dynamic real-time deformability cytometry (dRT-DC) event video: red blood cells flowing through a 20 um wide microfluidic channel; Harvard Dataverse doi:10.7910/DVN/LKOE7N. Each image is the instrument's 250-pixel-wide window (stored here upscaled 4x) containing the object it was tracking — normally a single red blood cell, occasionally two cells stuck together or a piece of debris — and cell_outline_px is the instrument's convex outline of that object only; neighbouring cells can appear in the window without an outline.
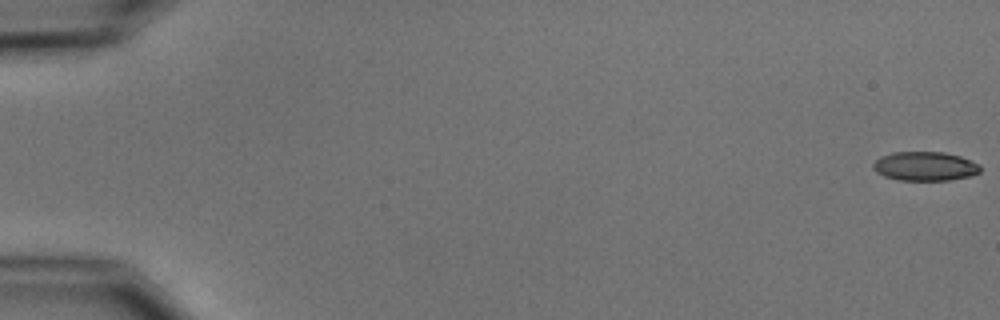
{"species": "common noctule bat (a hibernating species)", "species_latin": "Nyctalus noctula", "temperature_condition": "cold", "stored_images_in_passage": 9, "camera_frame_rate_fps": 3000, "um_per_image_px": 0.085, "animal": {"sex": "male", "body_mass_g": 15.6}, "frame": {"image": 1, "passage_image": 1, "time_ms": 0.0, "image_size_px": [1000, 320], "cell_outline_px": [[980, 172], [968, 176], [948, 180], [900, 180], [884, 176], [876, 172], [872, 168], [872, 164], [880, 156], [892, 152], [944, 152], [960, 156], [980, 164]], "centroid_in_image_um": [78.59, 14.12], "position_along_channel_um": 6.4, "area_um2": 18.15}}
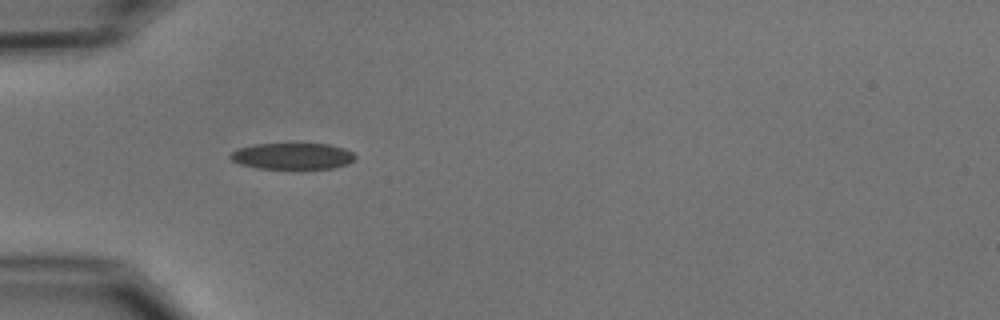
{"frame": {"image": 2, "passage_image": 6, "time_ms": 5.667, "image_size_px": [1000, 320], "cell_outline_px": [[356, 156], [348, 164], [332, 168], [256, 168], [240, 164], [232, 160], [228, 156], [232, 152], [240, 148], [256, 144], [328, 144], [344, 148], [352, 152]], "centroid_in_image_um": [24.86, 13.27], "position_along_channel_um": 60.1, "area_um2": 18.9}}